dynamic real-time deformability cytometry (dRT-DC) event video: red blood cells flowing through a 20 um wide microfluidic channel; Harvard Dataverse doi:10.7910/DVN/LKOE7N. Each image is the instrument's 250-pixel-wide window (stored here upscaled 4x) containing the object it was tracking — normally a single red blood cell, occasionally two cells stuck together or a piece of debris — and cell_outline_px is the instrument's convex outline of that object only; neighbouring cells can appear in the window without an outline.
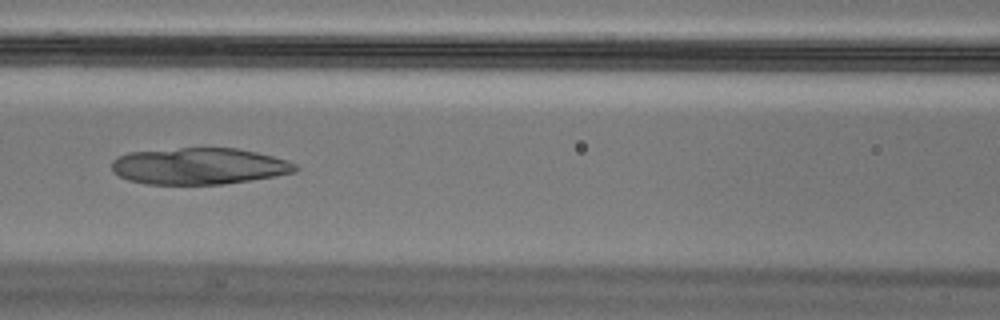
{"species": "Egyptian fruit bat (a non-hibernating species)", "species_latin": "Rousettus aegyptiacus", "temperature_condition": "cold", "stored_images_in_passage": 8, "camera_frame_rate_fps": 3000, "um_per_image_px": 0.085, "animal": {"sex": "male"}, "frame": {"image": 1, "passage_image": 7, "time_ms": 2.0, "image_size_px": [1000, 320], "cell_outline_px": [[300, 168], [296, 172], [276, 176], [224, 184], [144, 184], [128, 180], [112, 172], [112, 160], [116, 156], [128, 152], [180, 148], [236, 148], [256, 152], [288, 160], [296, 164]], "centroid_in_image_um": [16.91, 14.12], "position_along_channel_um": 149.7, "area_um2": 39.36}}